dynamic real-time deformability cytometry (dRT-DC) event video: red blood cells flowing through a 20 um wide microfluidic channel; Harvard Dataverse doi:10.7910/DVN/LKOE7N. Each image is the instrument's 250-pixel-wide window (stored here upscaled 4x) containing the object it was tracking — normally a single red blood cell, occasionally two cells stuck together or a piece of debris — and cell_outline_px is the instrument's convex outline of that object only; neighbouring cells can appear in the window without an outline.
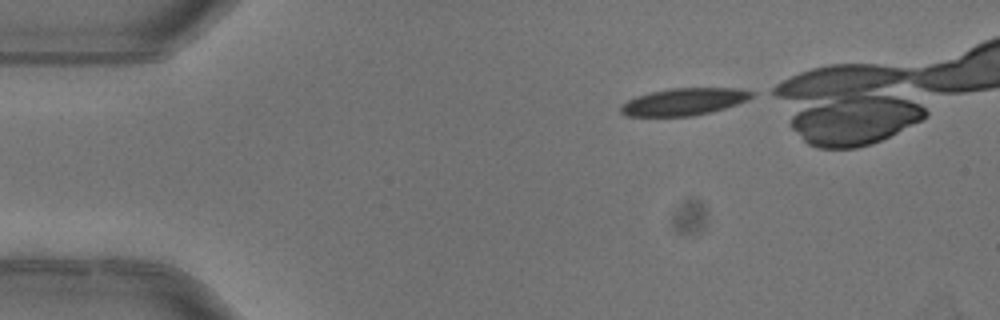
{"species": "common noctule bat (a hibernating species)", "species_latin": "Nyctalus noctula", "temperature_condition": "warm", "stored_images_in_passage": 3, "camera_frame_rate_fps": 3000, "um_per_image_px": 0.085, "animal": {"sex": "female"}, "frame": {"image": 1, "passage_image": 1, "time_ms": 0.0, "image_size_px": [1000, 320], "cell_outline_px": [[756, 92], [748, 100], [712, 112], [692, 116], [624, 116], [620, 112], [620, 104], [628, 100], [652, 92], [672, 88], [732, 88]], "centroid_in_image_um": [58.13, 8.66], "position_along_channel_um": 26.9, "area_um2": 20.58}}